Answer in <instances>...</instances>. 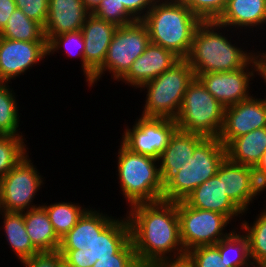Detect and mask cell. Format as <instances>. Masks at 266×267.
I'll list each match as a JSON object with an SVG mask.
<instances>
[{
  "mask_svg": "<svg viewBox=\"0 0 266 267\" xmlns=\"http://www.w3.org/2000/svg\"><path fill=\"white\" fill-rule=\"evenodd\" d=\"M224 115L225 107L195 77L187 87L175 121L178 130L219 137Z\"/></svg>",
  "mask_w": 266,
  "mask_h": 267,
  "instance_id": "cell-7",
  "label": "cell"
},
{
  "mask_svg": "<svg viewBox=\"0 0 266 267\" xmlns=\"http://www.w3.org/2000/svg\"><path fill=\"white\" fill-rule=\"evenodd\" d=\"M24 222L33 246L40 253L58 251L61 239L42 206L24 212Z\"/></svg>",
  "mask_w": 266,
  "mask_h": 267,
  "instance_id": "cell-25",
  "label": "cell"
},
{
  "mask_svg": "<svg viewBox=\"0 0 266 267\" xmlns=\"http://www.w3.org/2000/svg\"><path fill=\"white\" fill-rule=\"evenodd\" d=\"M64 51L66 55H68L70 58L71 56L76 57L79 56L81 59L80 63L83 70V75L85 77V58H84V49H85V43L83 39L82 31H74L69 33H64L58 36H53L48 42H47V49H48V56L54 55L55 52L59 53V50ZM74 52V53H73Z\"/></svg>",
  "mask_w": 266,
  "mask_h": 267,
  "instance_id": "cell-33",
  "label": "cell"
},
{
  "mask_svg": "<svg viewBox=\"0 0 266 267\" xmlns=\"http://www.w3.org/2000/svg\"><path fill=\"white\" fill-rule=\"evenodd\" d=\"M226 158V147L218 137H206L183 163L178 174L164 187L162 200L184 201L203 182L215 176Z\"/></svg>",
  "mask_w": 266,
  "mask_h": 267,
  "instance_id": "cell-5",
  "label": "cell"
},
{
  "mask_svg": "<svg viewBox=\"0 0 266 267\" xmlns=\"http://www.w3.org/2000/svg\"><path fill=\"white\" fill-rule=\"evenodd\" d=\"M184 202L195 209L209 210L226 215L231 221L245 214L226 195L222 187V179H219L217 175L212 176L194 189L185 198Z\"/></svg>",
  "mask_w": 266,
  "mask_h": 267,
  "instance_id": "cell-20",
  "label": "cell"
},
{
  "mask_svg": "<svg viewBox=\"0 0 266 267\" xmlns=\"http://www.w3.org/2000/svg\"><path fill=\"white\" fill-rule=\"evenodd\" d=\"M0 37L17 41L47 42L44 27L28 18L18 8L9 17L6 26L0 32Z\"/></svg>",
  "mask_w": 266,
  "mask_h": 267,
  "instance_id": "cell-27",
  "label": "cell"
},
{
  "mask_svg": "<svg viewBox=\"0 0 266 267\" xmlns=\"http://www.w3.org/2000/svg\"><path fill=\"white\" fill-rule=\"evenodd\" d=\"M266 151V127L234 138L226 146V157L237 164L255 168Z\"/></svg>",
  "mask_w": 266,
  "mask_h": 267,
  "instance_id": "cell-24",
  "label": "cell"
},
{
  "mask_svg": "<svg viewBox=\"0 0 266 267\" xmlns=\"http://www.w3.org/2000/svg\"><path fill=\"white\" fill-rule=\"evenodd\" d=\"M257 74L264 80V83L266 84V55H264L260 61L259 70ZM264 99L266 101L265 97Z\"/></svg>",
  "mask_w": 266,
  "mask_h": 267,
  "instance_id": "cell-45",
  "label": "cell"
},
{
  "mask_svg": "<svg viewBox=\"0 0 266 267\" xmlns=\"http://www.w3.org/2000/svg\"><path fill=\"white\" fill-rule=\"evenodd\" d=\"M150 42L185 59L197 26L202 22L181 0H157L141 20Z\"/></svg>",
  "mask_w": 266,
  "mask_h": 267,
  "instance_id": "cell-3",
  "label": "cell"
},
{
  "mask_svg": "<svg viewBox=\"0 0 266 267\" xmlns=\"http://www.w3.org/2000/svg\"><path fill=\"white\" fill-rule=\"evenodd\" d=\"M15 9L16 3L14 0H0V32L6 26Z\"/></svg>",
  "mask_w": 266,
  "mask_h": 267,
  "instance_id": "cell-42",
  "label": "cell"
},
{
  "mask_svg": "<svg viewBox=\"0 0 266 267\" xmlns=\"http://www.w3.org/2000/svg\"><path fill=\"white\" fill-rule=\"evenodd\" d=\"M242 267H265V265L263 262L250 261L247 265L242 266Z\"/></svg>",
  "mask_w": 266,
  "mask_h": 267,
  "instance_id": "cell-47",
  "label": "cell"
},
{
  "mask_svg": "<svg viewBox=\"0 0 266 267\" xmlns=\"http://www.w3.org/2000/svg\"><path fill=\"white\" fill-rule=\"evenodd\" d=\"M216 22L229 30L233 28L237 31L240 28V33L243 29L251 31L252 28V32L254 27L261 29L266 25V0H227L226 7Z\"/></svg>",
  "mask_w": 266,
  "mask_h": 267,
  "instance_id": "cell-21",
  "label": "cell"
},
{
  "mask_svg": "<svg viewBox=\"0 0 266 267\" xmlns=\"http://www.w3.org/2000/svg\"><path fill=\"white\" fill-rule=\"evenodd\" d=\"M93 267H142L130 240L117 254L97 260Z\"/></svg>",
  "mask_w": 266,
  "mask_h": 267,
  "instance_id": "cell-37",
  "label": "cell"
},
{
  "mask_svg": "<svg viewBox=\"0 0 266 267\" xmlns=\"http://www.w3.org/2000/svg\"><path fill=\"white\" fill-rule=\"evenodd\" d=\"M149 44L148 30L141 20L117 27L108 47L106 59L94 73V86L106 72L111 74L112 79L119 81Z\"/></svg>",
  "mask_w": 266,
  "mask_h": 267,
  "instance_id": "cell-8",
  "label": "cell"
},
{
  "mask_svg": "<svg viewBox=\"0 0 266 267\" xmlns=\"http://www.w3.org/2000/svg\"><path fill=\"white\" fill-rule=\"evenodd\" d=\"M194 78L189 62L181 59L160 76L144 83L140 91L146 89L147 94L141 115L175 120L187 87Z\"/></svg>",
  "mask_w": 266,
  "mask_h": 267,
  "instance_id": "cell-6",
  "label": "cell"
},
{
  "mask_svg": "<svg viewBox=\"0 0 266 267\" xmlns=\"http://www.w3.org/2000/svg\"><path fill=\"white\" fill-rule=\"evenodd\" d=\"M84 2V5L86 9L93 13L95 9L101 4L102 0H82Z\"/></svg>",
  "mask_w": 266,
  "mask_h": 267,
  "instance_id": "cell-46",
  "label": "cell"
},
{
  "mask_svg": "<svg viewBox=\"0 0 266 267\" xmlns=\"http://www.w3.org/2000/svg\"><path fill=\"white\" fill-rule=\"evenodd\" d=\"M253 96L225 108L224 124L218 137L225 147L234 138L266 127V101Z\"/></svg>",
  "mask_w": 266,
  "mask_h": 267,
  "instance_id": "cell-14",
  "label": "cell"
},
{
  "mask_svg": "<svg viewBox=\"0 0 266 267\" xmlns=\"http://www.w3.org/2000/svg\"><path fill=\"white\" fill-rule=\"evenodd\" d=\"M25 267H62V255L56 252H41L21 262Z\"/></svg>",
  "mask_w": 266,
  "mask_h": 267,
  "instance_id": "cell-39",
  "label": "cell"
},
{
  "mask_svg": "<svg viewBox=\"0 0 266 267\" xmlns=\"http://www.w3.org/2000/svg\"><path fill=\"white\" fill-rule=\"evenodd\" d=\"M136 19L142 20L157 0H118Z\"/></svg>",
  "mask_w": 266,
  "mask_h": 267,
  "instance_id": "cell-41",
  "label": "cell"
},
{
  "mask_svg": "<svg viewBox=\"0 0 266 267\" xmlns=\"http://www.w3.org/2000/svg\"><path fill=\"white\" fill-rule=\"evenodd\" d=\"M177 212L181 242L186 253L199 246L216 245L235 230L234 227L229 232L226 230L231 224L226 215L195 209L184 201L177 202Z\"/></svg>",
  "mask_w": 266,
  "mask_h": 267,
  "instance_id": "cell-9",
  "label": "cell"
},
{
  "mask_svg": "<svg viewBox=\"0 0 266 267\" xmlns=\"http://www.w3.org/2000/svg\"><path fill=\"white\" fill-rule=\"evenodd\" d=\"M88 207L76 225L61 238L59 249L88 250L93 246L96 236L115 219L111 214H103L100 209Z\"/></svg>",
  "mask_w": 266,
  "mask_h": 267,
  "instance_id": "cell-22",
  "label": "cell"
},
{
  "mask_svg": "<svg viewBox=\"0 0 266 267\" xmlns=\"http://www.w3.org/2000/svg\"><path fill=\"white\" fill-rule=\"evenodd\" d=\"M41 206L46 210L49 220L60 239L76 225L78 219L88 209L84 205L81 206V204L71 201H61L50 205L44 203Z\"/></svg>",
  "mask_w": 266,
  "mask_h": 267,
  "instance_id": "cell-28",
  "label": "cell"
},
{
  "mask_svg": "<svg viewBox=\"0 0 266 267\" xmlns=\"http://www.w3.org/2000/svg\"><path fill=\"white\" fill-rule=\"evenodd\" d=\"M126 215L139 264L146 267L162 260L186 256L181 242L177 202L138 203Z\"/></svg>",
  "mask_w": 266,
  "mask_h": 267,
  "instance_id": "cell-1",
  "label": "cell"
},
{
  "mask_svg": "<svg viewBox=\"0 0 266 267\" xmlns=\"http://www.w3.org/2000/svg\"><path fill=\"white\" fill-rule=\"evenodd\" d=\"M194 267H226L221 264V255L216 245L199 246L186 253Z\"/></svg>",
  "mask_w": 266,
  "mask_h": 267,
  "instance_id": "cell-36",
  "label": "cell"
},
{
  "mask_svg": "<svg viewBox=\"0 0 266 267\" xmlns=\"http://www.w3.org/2000/svg\"><path fill=\"white\" fill-rule=\"evenodd\" d=\"M119 147L116 175L128 206L162 200L159 160L134 153L121 142Z\"/></svg>",
  "mask_w": 266,
  "mask_h": 267,
  "instance_id": "cell-4",
  "label": "cell"
},
{
  "mask_svg": "<svg viewBox=\"0 0 266 267\" xmlns=\"http://www.w3.org/2000/svg\"><path fill=\"white\" fill-rule=\"evenodd\" d=\"M9 82H0V135L23 136L20 130L19 106ZM18 106V107H17ZM21 134V135H20Z\"/></svg>",
  "mask_w": 266,
  "mask_h": 267,
  "instance_id": "cell-30",
  "label": "cell"
},
{
  "mask_svg": "<svg viewBox=\"0 0 266 267\" xmlns=\"http://www.w3.org/2000/svg\"><path fill=\"white\" fill-rule=\"evenodd\" d=\"M93 14L118 27L137 21L118 0H102Z\"/></svg>",
  "mask_w": 266,
  "mask_h": 267,
  "instance_id": "cell-34",
  "label": "cell"
},
{
  "mask_svg": "<svg viewBox=\"0 0 266 267\" xmlns=\"http://www.w3.org/2000/svg\"><path fill=\"white\" fill-rule=\"evenodd\" d=\"M33 163L27 154L2 178L0 210L24 213L41 206L33 201L45 180Z\"/></svg>",
  "mask_w": 266,
  "mask_h": 267,
  "instance_id": "cell-10",
  "label": "cell"
},
{
  "mask_svg": "<svg viewBox=\"0 0 266 267\" xmlns=\"http://www.w3.org/2000/svg\"><path fill=\"white\" fill-rule=\"evenodd\" d=\"M121 143L130 151L159 160L161 153L177 130L176 121L167 118L145 117L135 119L132 128L125 125Z\"/></svg>",
  "mask_w": 266,
  "mask_h": 267,
  "instance_id": "cell-12",
  "label": "cell"
},
{
  "mask_svg": "<svg viewBox=\"0 0 266 267\" xmlns=\"http://www.w3.org/2000/svg\"><path fill=\"white\" fill-rule=\"evenodd\" d=\"M206 137L176 130L170 137L169 143L161 153L159 167L163 188L178 174L189 157L193 156L195 148Z\"/></svg>",
  "mask_w": 266,
  "mask_h": 267,
  "instance_id": "cell-19",
  "label": "cell"
},
{
  "mask_svg": "<svg viewBox=\"0 0 266 267\" xmlns=\"http://www.w3.org/2000/svg\"><path fill=\"white\" fill-rule=\"evenodd\" d=\"M225 31L227 33L228 28L216 21H202L197 26L190 52L185 58L195 76L243 68L259 53L253 49L244 50L237 43L232 44L233 37L228 36V33L225 36Z\"/></svg>",
  "mask_w": 266,
  "mask_h": 267,
  "instance_id": "cell-2",
  "label": "cell"
},
{
  "mask_svg": "<svg viewBox=\"0 0 266 267\" xmlns=\"http://www.w3.org/2000/svg\"><path fill=\"white\" fill-rule=\"evenodd\" d=\"M47 56V42L17 41L0 37V82L10 83Z\"/></svg>",
  "mask_w": 266,
  "mask_h": 267,
  "instance_id": "cell-13",
  "label": "cell"
},
{
  "mask_svg": "<svg viewBox=\"0 0 266 267\" xmlns=\"http://www.w3.org/2000/svg\"><path fill=\"white\" fill-rule=\"evenodd\" d=\"M146 267H194L192 262L184 256L178 259L162 260L154 262Z\"/></svg>",
  "mask_w": 266,
  "mask_h": 267,
  "instance_id": "cell-43",
  "label": "cell"
},
{
  "mask_svg": "<svg viewBox=\"0 0 266 267\" xmlns=\"http://www.w3.org/2000/svg\"><path fill=\"white\" fill-rule=\"evenodd\" d=\"M23 136L0 135V177L3 178L27 154Z\"/></svg>",
  "mask_w": 266,
  "mask_h": 267,
  "instance_id": "cell-32",
  "label": "cell"
},
{
  "mask_svg": "<svg viewBox=\"0 0 266 267\" xmlns=\"http://www.w3.org/2000/svg\"><path fill=\"white\" fill-rule=\"evenodd\" d=\"M201 21H216L223 13L227 0H181Z\"/></svg>",
  "mask_w": 266,
  "mask_h": 267,
  "instance_id": "cell-35",
  "label": "cell"
},
{
  "mask_svg": "<svg viewBox=\"0 0 266 267\" xmlns=\"http://www.w3.org/2000/svg\"><path fill=\"white\" fill-rule=\"evenodd\" d=\"M216 175L222 179L226 195L246 214L250 203L265 191L256 180L254 168L234 163L227 157L220 164Z\"/></svg>",
  "mask_w": 266,
  "mask_h": 267,
  "instance_id": "cell-16",
  "label": "cell"
},
{
  "mask_svg": "<svg viewBox=\"0 0 266 267\" xmlns=\"http://www.w3.org/2000/svg\"><path fill=\"white\" fill-rule=\"evenodd\" d=\"M16 8L28 18L40 23L43 27L48 17L49 0H14Z\"/></svg>",
  "mask_w": 266,
  "mask_h": 267,
  "instance_id": "cell-38",
  "label": "cell"
},
{
  "mask_svg": "<svg viewBox=\"0 0 266 267\" xmlns=\"http://www.w3.org/2000/svg\"><path fill=\"white\" fill-rule=\"evenodd\" d=\"M117 27L90 13L81 28L85 43V80L89 87L94 86V73L103 65Z\"/></svg>",
  "mask_w": 266,
  "mask_h": 267,
  "instance_id": "cell-15",
  "label": "cell"
},
{
  "mask_svg": "<svg viewBox=\"0 0 266 267\" xmlns=\"http://www.w3.org/2000/svg\"><path fill=\"white\" fill-rule=\"evenodd\" d=\"M265 51L259 53L243 68L228 72H210L195 77L225 108L250 98L249 92ZM251 67V68H250ZM256 73V74H255ZM250 84V85H249Z\"/></svg>",
  "mask_w": 266,
  "mask_h": 267,
  "instance_id": "cell-11",
  "label": "cell"
},
{
  "mask_svg": "<svg viewBox=\"0 0 266 267\" xmlns=\"http://www.w3.org/2000/svg\"><path fill=\"white\" fill-rule=\"evenodd\" d=\"M61 253L64 265L67 267L89 266V255L86 249H58Z\"/></svg>",
  "mask_w": 266,
  "mask_h": 267,
  "instance_id": "cell-40",
  "label": "cell"
},
{
  "mask_svg": "<svg viewBox=\"0 0 266 267\" xmlns=\"http://www.w3.org/2000/svg\"><path fill=\"white\" fill-rule=\"evenodd\" d=\"M250 224L242 220L240 231L247 236L251 261L263 262L266 259V208Z\"/></svg>",
  "mask_w": 266,
  "mask_h": 267,
  "instance_id": "cell-31",
  "label": "cell"
},
{
  "mask_svg": "<svg viewBox=\"0 0 266 267\" xmlns=\"http://www.w3.org/2000/svg\"><path fill=\"white\" fill-rule=\"evenodd\" d=\"M4 220L2 227L11 251L15 252L17 259L22 262L40 252L33 246L26 232L24 213L6 212L0 210ZM0 215V217H1Z\"/></svg>",
  "mask_w": 266,
  "mask_h": 267,
  "instance_id": "cell-26",
  "label": "cell"
},
{
  "mask_svg": "<svg viewBox=\"0 0 266 267\" xmlns=\"http://www.w3.org/2000/svg\"><path fill=\"white\" fill-rule=\"evenodd\" d=\"M89 14L82 0H49L44 26L47 42L53 36L81 30Z\"/></svg>",
  "mask_w": 266,
  "mask_h": 267,
  "instance_id": "cell-18",
  "label": "cell"
},
{
  "mask_svg": "<svg viewBox=\"0 0 266 267\" xmlns=\"http://www.w3.org/2000/svg\"><path fill=\"white\" fill-rule=\"evenodd\" d=\"M131 240L128 217H116L98 236L93 246L87 250L89 266L97 260L117 254Z\"/></svg>",
  "mask_w": 266,
  "mask_h": 267,
  "instance_id": "cell-23",
  "label": "cell"
},
{
  "mask_svg": "<svg viewBox=\"0 0 266 267\" xmlns=\"http://www.w3.org/2000/svg\"><path fill=\"white\" fill-rule=\"evenodd\" d=\"M180 60L181 58L173 51L150 42L119 82L139 89L144 83L160 76Z\"/></svg>",
  "mask_w": 266,
  "mask_h": 267,
  "instance_id": "cell-17",
  "label": "cell"
},
{
  "mask_svg": "<svg viewBox=\"0 0 266 267\" xmlns=\"http://www.w3.org/2000/svg\"><path fill=\"white\" fill-rule=\"evenodd\" d=\"M1 185H2V178L0 177V198H1Z\"/></svg>",
  "mask_w": 266,
  "mask_h": 267,
  "instance_id": "cell-48",
  "label": "cell"
},
{
  "mask_svg": "<svg viewBox=\"0 0 266 267\" xmlns=\"http://www.w3.org/2000/svg\"><path fill=\"white\" fill-rule=\"evenodd\" d=\"M236 229L216 244L221 255L220 262L226 267H242L251 261L247 236Z\"/></svg>",
  "mask_w": 266,
  "mask_h": 267,
  "instance_id": "cell-29",
  "label": "cell"
},
{
  "mask_svg": "<svg viewBox=\"0 0 266 267\" xmlns=\"http://www.w3.org/2000/svg\"><path fill=\"white\" fill-rule=\"evenodd\" d=\"M256 180L258 184L266 190V151L262 155L261 160L254 168Z\"/></svg>",
  "mask_w": 266,
  "mask_h": 267,
  "instance_id": "cell-44",
  "label": "cell"
}]
</instances>
